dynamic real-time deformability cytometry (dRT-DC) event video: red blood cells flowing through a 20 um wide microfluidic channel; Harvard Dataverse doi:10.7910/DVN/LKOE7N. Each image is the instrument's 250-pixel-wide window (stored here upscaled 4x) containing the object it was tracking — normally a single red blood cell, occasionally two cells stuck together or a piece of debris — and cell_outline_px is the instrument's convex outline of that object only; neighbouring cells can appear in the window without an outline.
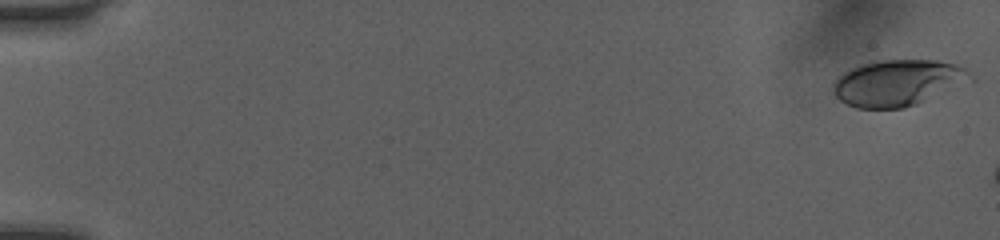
{"species": "human", "species_latin": "Homo sapiens", "temperature_condition": "room temperature", "stored_images_in_passage": 8, "camera_frame_rate_fps": 3000, "um_per_image_px": 0.085, "donor": {"sex": "female"}, "frame": {"image": 1, "passage_image": 1, "time_ms": 0.0, "image_size_px": [1000, 240], "cell_outline_px": [[976, 80], [916, 104], [904, 108], [856, 108], [840, 100], [832, 92], [832, 84], [844, 72], [852, 68], [876, 60], [936, 60], [956, 64], [964, 68]], "centroid_in_image_um": [76.34, 7.04], "position_along_channel_um": 8.7, "area_um2": 36.99}}